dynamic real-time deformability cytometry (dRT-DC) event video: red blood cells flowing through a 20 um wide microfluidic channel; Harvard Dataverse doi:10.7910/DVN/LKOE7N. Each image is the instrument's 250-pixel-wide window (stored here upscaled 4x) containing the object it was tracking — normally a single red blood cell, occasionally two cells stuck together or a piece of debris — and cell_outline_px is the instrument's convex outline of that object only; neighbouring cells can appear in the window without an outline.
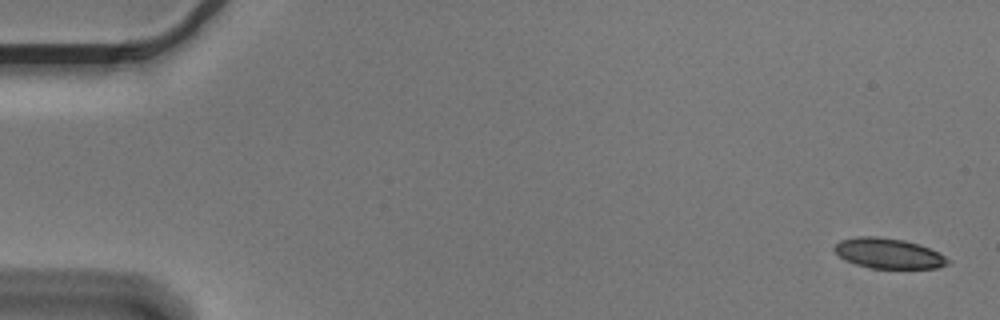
{"species": "Egyptian fruit bat (a non-hibernating species)", "species_latin": "Rousettus aegyptiacus", "temperature_condition": "cold", "stored_images_in_passage": 4, "camera_frame_rate_fps": 3000, "um_per_image_px": 0.085, "animal": {"sex": "male"}, "frame": {"image": 1, "passage_image": 1, "time_ms": 0.0, "image_size_px": [1000, 320], "cell_outline_px": [[952, 260], [948, 264], [936, 268], [868, 268], [856, 264], [840, 256], [832, 248], [840, 240], [856, 236], [880, 236], [904, 240], [920, 244], [940, 252]], "centroid_in_image_um": [75.56, 21.52], "position_along_channel_um": 9.4, "area_um2": 20.17}}